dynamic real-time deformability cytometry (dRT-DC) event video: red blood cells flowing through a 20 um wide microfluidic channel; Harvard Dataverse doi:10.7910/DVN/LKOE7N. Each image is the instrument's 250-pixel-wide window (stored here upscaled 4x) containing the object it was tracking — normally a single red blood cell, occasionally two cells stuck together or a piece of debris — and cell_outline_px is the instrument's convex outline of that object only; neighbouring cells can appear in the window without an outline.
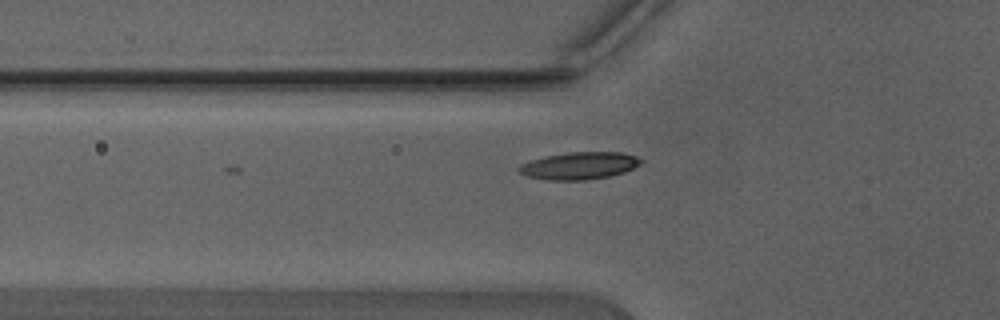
{"species": "Egyptian fruit bat (a non-hibernating species)", "species_latin": "Rousettus aegyptiacus", "temperature_condition": "warm", "stored_images_in_passage": 6, "camera_frame_rate_fps": 3000, "um_per_image_px": 0.085, "animal": {"sex": "male"}, "frame": {"image": 1, "passage_image": 2, "time_ms": 0.333, "image_size_px": [1000, 320], "cell_outline_px": [[644, 160], [640, 164], [624, 172], [612, 176], [588, 180], [548, 180], [528, 176], [520, 172], [516, 168], [520, 164], [544, 156], [572, 152], [620, 152], [636, 156]], "centroid_in_image_um": [49.25, 14.09], "position_along_channel_um": 76.5, "area_um2": 19.42}}
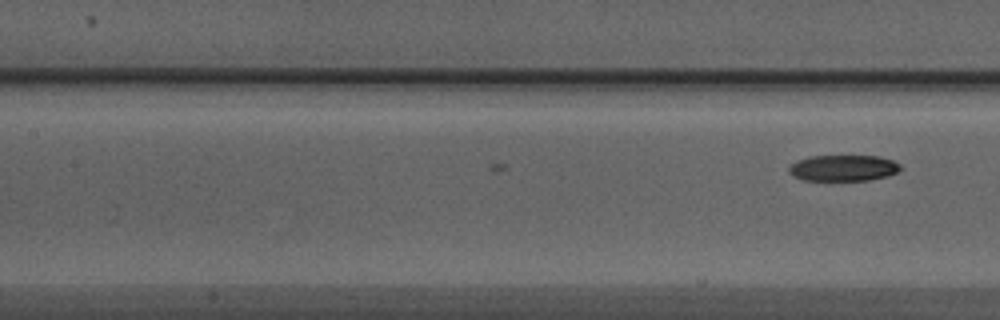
{"frame": {"image": 2, "passage_image": 6, "time_ms": 1.667, "image_size_px": [1000, 320], "cell_outline_px": [[900, 168], [896, 172], [888, 176], [868, 180], [804, 180], [792, 176], [788, 172], [788, 168], [796, 160], [812, 156], [880, 156], [892, 160], [900, 164]], "centroid_in_image_um": [71.65, 14.28], "position_along_channel_um": 135.7, "area_um2": 16.94}}